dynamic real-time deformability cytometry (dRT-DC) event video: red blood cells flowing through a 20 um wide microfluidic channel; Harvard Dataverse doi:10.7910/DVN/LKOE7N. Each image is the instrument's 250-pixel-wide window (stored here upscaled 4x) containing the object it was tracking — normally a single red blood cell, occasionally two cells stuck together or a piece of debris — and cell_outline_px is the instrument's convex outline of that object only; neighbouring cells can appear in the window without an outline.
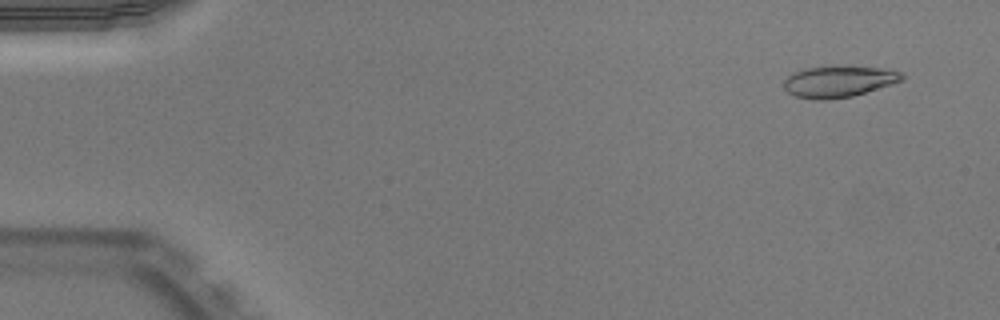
{"species": "Egyptian fruit bat (a non-hibernating species)", "species_latin": "Rousettus aegyptiacus", "temperature_condition": "warm", "stored_images_in_passage": 52, "camera_frame_rate_fps": 3000, "um_per_image_px": 0.085, "animal": {"sex": "male"}, "frame": {"image": 1, "passage_image": 4, "time_ms": 1.0, "image_size_px": [1000, 320], "cell_outline_px": [[904, 80], [892, 84], [852, 96], [828, 100], [816, 100], [796, 96], [788, 92], [784, 88], [784, 80], [788, 76], [796, 72], [808, 68], [880, 68], [900, 72], [904, 76]], "centroid_in_image_um": [71.28, 6.97], "position_along_channel_um": 13.7, "area_um2": 20.75}}
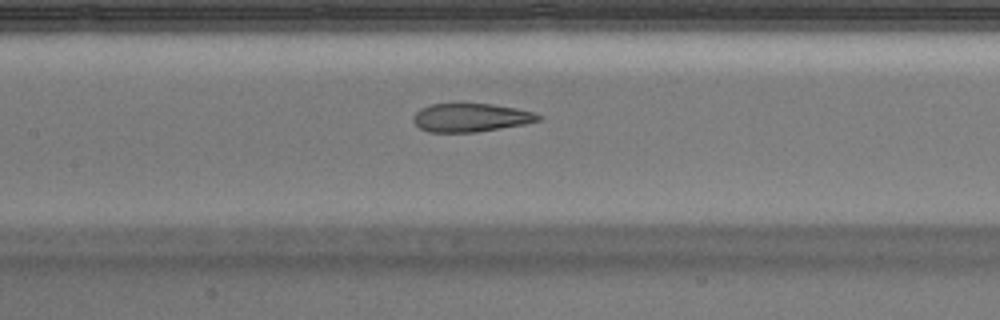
{"frame": {"image": 2, "passage_image": 25, "time_ms": 8.0, "image_size_px": [1000, 320], "cell_outline_px": [[544, 116], [540, 120], [524, 124], [476, 132], [428, 132], [420, 128], [412, 120], [412, 116], [420, 108], [432, 104], [492, 104], [516, 108], [536, 112]], "centroid_in_image_um": [40.03, 9.99], "position_along_channel_um": 167.4, "area_um2": 20.75}}
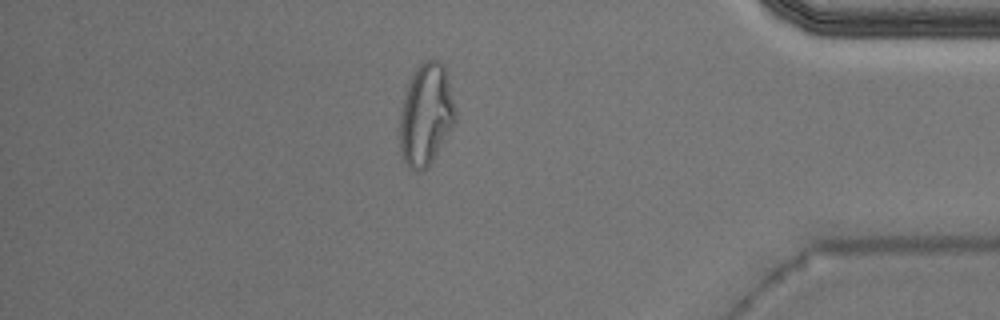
{"frame": {"image": 3, "passage_image": 45, "time_ms": 14.667, "image_size_px": [1000, 320], "cell_outline_px": [[456, 120], [428, 168], [420, 172], [412, 172], [404, 160], [400, 152], [400, 112], [412, 76], [416, 68], [424, 60], [440, 60], [444, 64], [456, 112]], "centroid_in_image_um": [36.21, 9.79], "position_along_channel_um": 399.0, "area_um2": 32.71}, "authors_computed_cell_mechanics": {"area_um2": 22.3108, "velocity_mm_per_s": 3.953, "shape_relaxation_time_tau1_ms": null, "shape_relaxation_time_tau2_ms": 1.3342, "deformation_change_tau1": null, "deformation_change_tau2": 0.0978}}